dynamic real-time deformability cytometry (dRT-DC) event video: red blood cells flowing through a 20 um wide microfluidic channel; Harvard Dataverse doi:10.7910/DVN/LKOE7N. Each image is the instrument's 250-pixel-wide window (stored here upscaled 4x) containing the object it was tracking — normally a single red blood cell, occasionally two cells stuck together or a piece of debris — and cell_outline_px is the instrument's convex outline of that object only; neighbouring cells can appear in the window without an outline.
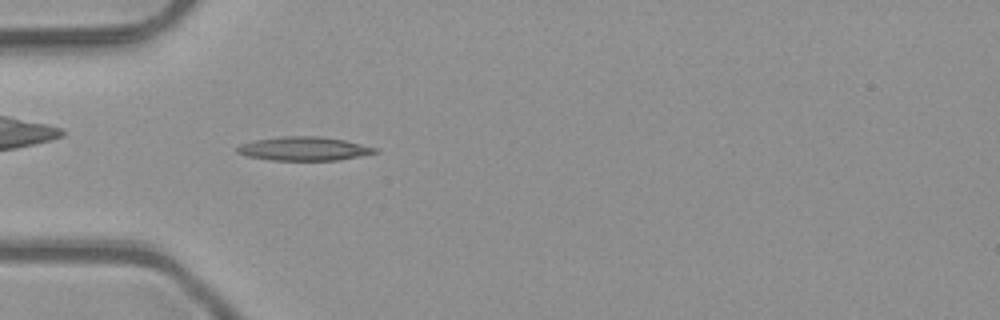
{"species": "common noctule bat (a hibernating species)", "species_latin": "Nyctalus noctula", "temperature_condition": "room temperature", "stored_images_in_passage": 49, "camera_frame_rate_fps": 3000, "um_per_image_px": 0.085, "animal": {"sex": "male", "body_mass_g": 23.1, "forearm_length_mm": 52.7}, "frame": {"image": 1, "passage_image": 14, "time_ms": 4.333, "image_size_px": [1000, 320], "cell_outline_px": [[380, 152], [336, 160], [272, 160], [248, 156], [236, 152], [236, 148], [240, 144], [252, 140], [284, 136], [320, 136], [344, 140], [376, 148]], "centroid_in_image_um": [25.8, 12.63], "position_along_channel_um": 59.2, "area_um2": 18.96}}
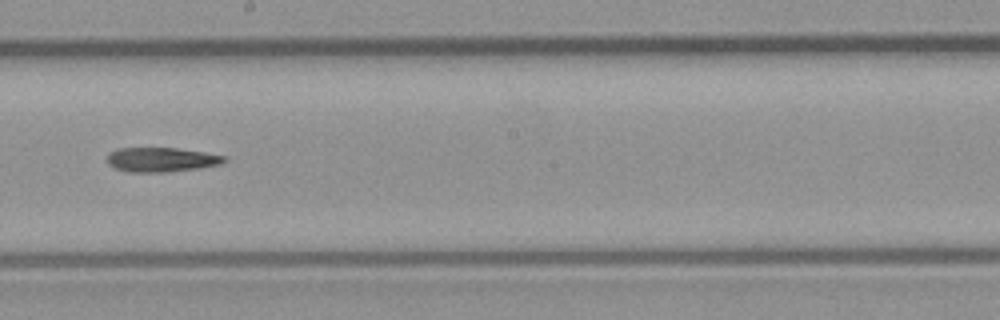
{"frame": {"image": 2, "passage_image": 27, "time_ms": 8.667, "image_size_px": [1000, 320], "cell_outline_px": [[228, 160], [220, 164], [200, 168], [168, 172], [128, 172], [116, 168], [108, 164], [108, 152], [120, 148], [176, 148], [204, 152], [224, 156]], "centroid_in_image_um": [13.72, 13.57], "position_along_channel_um": 234.5, "area_um2": 16.65}}
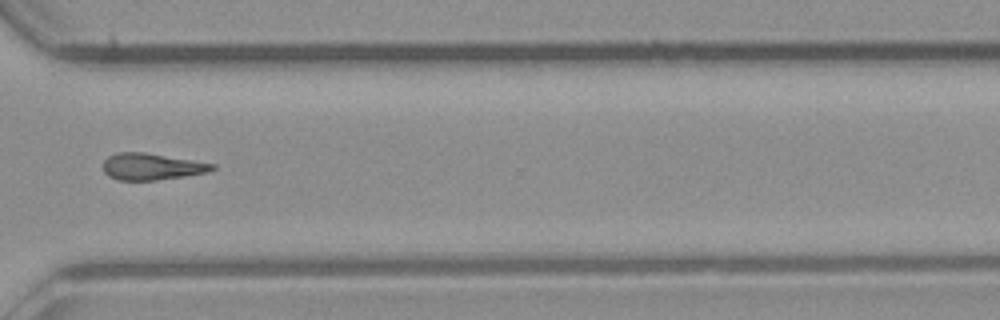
{"frame": {"image": 3, "passage_image": 36, "time_ms": 11.667, "image_size_px": [1000, 320], "cell_outline_px": [[216, 168], [208, 172], [184, 176], [156, 180], [116, 180], [108, 176], [104, 172], [104, 160], [108, 156], [116, 152], [144, 152], [216, 164]], "centroid_in_image_um": [12.87, 14.16], "position_along_channel_um": 357.7, "area_um2": 16.94}}